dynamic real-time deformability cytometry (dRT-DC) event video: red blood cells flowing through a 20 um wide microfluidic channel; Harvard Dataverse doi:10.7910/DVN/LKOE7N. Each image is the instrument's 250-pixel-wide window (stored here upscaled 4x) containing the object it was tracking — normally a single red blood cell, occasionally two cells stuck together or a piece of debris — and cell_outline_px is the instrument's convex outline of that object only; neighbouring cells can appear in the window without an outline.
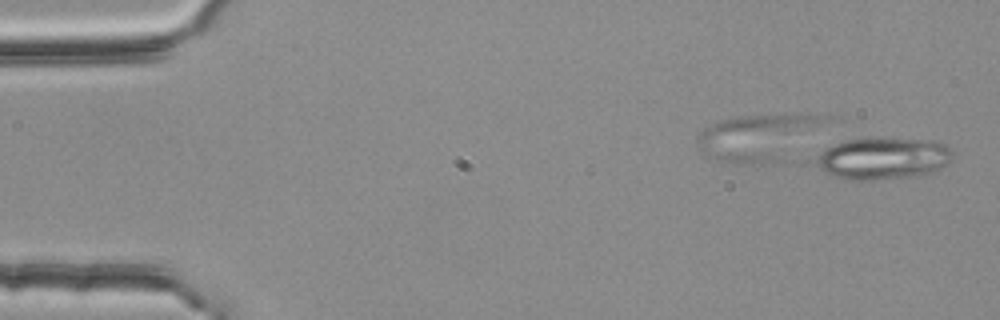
{"species": "common noctule bat (a hibernating species)", "species_latin": "Nyctalus noctula", "temperature_condition": "room temperature", "stored_images_in_passage": 15, "camera_frame_rate_fps": 3000, "um_per_image_px": 0.085, "animal": {"sex": "female", "body_mass_g": 25.1}, "frame": {"image": 1, "passage_image": 1, "time_ms": 0.0, "image_size_px": [1000, 320], "cell_outline_px": [[952, 160], [948, 164], [936, 172], [916, 176], [876, 180], [844, 180], [824, 172], [816, 164], [816, 156], [824, 148], [848, 140], [864, 136], [880, 136], [932, 140], [948, 144], [952, 148]], "centroid_in_image_um": [75.11, 13.43], "position_along_channel_um": 9.9, "area_um2": 34.68}}